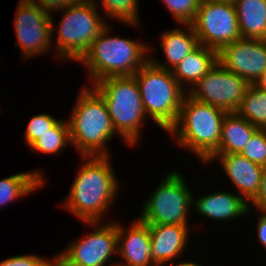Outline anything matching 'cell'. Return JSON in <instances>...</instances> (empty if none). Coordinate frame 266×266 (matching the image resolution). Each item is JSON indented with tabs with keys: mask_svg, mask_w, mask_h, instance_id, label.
<instances>
[{
	"mask_svg": "<svg viewBox=\"0 0 266 266\" xmlns=\"http://www.w3.org/2000/svg\"><path fill=\"white\" fill-rule=\"evenodd\" d=\"M70 140L68 122L59 120L50 130L41 135L29 147L41 153L56 154L67 146Z\"/></svg>",
	"mask_w": 266,
	"mask_h": 266,
	"instance_id": "cb8c5ba5",
	"label": "cell"
},
{
	"mask_svg": "<svg viewBox=\"0 0 266 266\" xmlns=\"http://www.w3.org/2000/svg\"><path fill=\"white\" fill-rule=\"evenodd\" d=\"M175 266H201V265H198L194 262H181L179 264H176Z\"/></svg>",
	"mask_w": 266,
	"mask_h": 266,
	"instance_id": "e575fe53",
	"label": "cell"
},
{
	"mask_svg": "<svg viewBox=\"0 0 266 266\" xmlns=\"http://www.w3.org/2000/svg\"><path fill=\"white\" fill-rule=\"evenodd\" d=\"M227 113L185 95L177 122L168 132L178 137L179 145L206 162L219 149L222 122Z\"/></svg>",
	"mask_w": 266,
	"mask_h": 266,
	"instance_id": "7a4b0ae2",
	"label": "cell"
},
{
	"mask_svg": "<svg viewBox=\"0 0 266 266\" xmlns=\"http://www.w3.org/2000/svg\"><path fill=\"white\" fill-rule=\"evenodd\" d=\"M110 266H124V265H122V264H113V265H110Z\"/></svg>",
	"mask_w": 266,
	"mask_h": 266,
	"instance_id": "d590c367",
	"label": "cell"
},
{
	"mask_svg": "<svg viewBox=\"0 0 266 266\" xmlns=\"http://www.w3.org/2000/svg\"><path fill=\"white\" fill-rule=\"evenodd\" d=\"M93 0H82L76 5L64 8L58 34L56 51L59 58L79 61L92 42L107 27L100 19ZM66 10V11H65Z\"/></svg>",
	"mask_w": 266,
	"mask_h": 266,
	"instance_id": "52a82bcc",
	"label": "cell"
},
{
	"mask_svg": "<svg viewBox=\"0 0 266 266\" xmlns=\"http://www.w3.org/2000/svg\"><path fill=\"white\" fill-rule=\"evenodd\" d=\"M146 115L168 132L177 122L184 89L172 71L154 65L150 60L134 75Z\"/></svg>",
	"mask_w": 266,
	"mask_h": 266,
	"instance_id": "8992f818",
	"label": "cell"
},
{
	"mask_svg": "<svg viewBox=\"0 0 266 266\" xmlns=\"http://www.w3.org/2000/svg\"><path fill=\"white\" fill-rule=\"evenodd\" d=\"M84 87L68 120L71 143L81 156H109L104 145L117 133L103 98Z\"/></svg>",
	"mask_w": 266,
	"mask_h": 266,
	"instance_id": "277c9868",
	"label": "cell"
},
{
	"mask_svg": "<svg viewBox=\"0 0 266 266\" xmlns=\"http://www.w3.org/2000/svg\"><path fill=\"white\" fill-rule=\"evenodd\" d=\"M101 6L107 17L138 26V0H101Z\"/></svg>",
	"mask_w": 266,
	"mask_h": 266,
	"instance_id": "d4e9b609",
	"label": "cell"
},
{
	"mask_svg": "<svg viewBox=\"0 0 266 266\" xmlns=\"http://www.w3.org/2000/svg\"><path fill=\"white\" fill-rule=\"evenodd\" d=\"M258 129L236 112L227 113L222 122L219 149L214 154H239Z\"/></svg>",
	"mask_w": 266,
	"mask_h": 266,
	"instance_id": "ffe728a7",
	"label": "cell"
},
{
	"mask_svg": "<svg viewBox=\"0 0 266 266\" xmlns=\"http://www.w3.org/2000/svg\"><path fill=\"white\" fill-rule=\"evenodd\" d=\"M258 221V238L263 246L266 248V212H262Z\"/></svg>",
	"mask_w": 266,
	"mask_h": 266,
	"instance_id": "1f68e13d",
	"label": "cell"
},
{
	"mask_svg": "<svg viewBox=\"0 0 266 266\" xmlns=\"http://www.w3.org/2000/svg\"><path fill=\"white\" fill-rule=\"evenodd\" d=\"M236 113L259 129H266V90L249 84Z\"/></svg>",
	"mask_w": 266,
	"mask_h": 266,
	"instance_id": "603a6c76",
	"label": "cell"
},
{
	"mask_svg": "<svg viewBox=\"0 0 266 266\" xmlns=\"http://www.w3.org/2000/svg\"><path fill=\"white\" fill-rule=\"evenodd\" d=\"M58 121L59 120L51 117V115L47 113L32 117L25 131L27 145L30 146L41 137V135L50 130Z\"/></svg>",
	"mask_w": 266,
	"mask_h": 266,
	"instance_id": "83f0119b",
	"label": "cell"
},
{
	"mask_svg": "<svg viewBox=\"0 0 266 266\" xmlns=\"http://www.w3.org/2000/svg\"><path fill=\"white\" fill-rule=\"evenodd\" d=\"M251 202H253L252 204L256 206L257 210L266 212V167H264L262 173L259 192Z\"/></svg>",
	"mask_w": 266,
	"mask_h": 266,
	"instance_id": "4dcf8cb0",
	"label": "cell"
},
{
	"mask_svg": "<svg viewBox=\"0 0 266 266\" xmlns=\"http://www.w3.org/2000/svg\"><path fill=\"white\" fill-rule=\"evenodd\" d=\"M192 193L179 172L169 173L147 199L139 220L146 224L188 226L187 215L193 204Z\"/></svg>",
	"mask_w": 266,
	"mask_h": 266,
	"instance_id": "ba28073f",
	"label": "cell"
},
{
	"mask_svg": "<svg viewBox=\"0 0 266 266\" xmlns=\"http://www.w3.org/2000/svg\"><path fill=\"white\" fill-rule=\"evenodd\" d=\"M109 30L107 26L79 60L87 65L93 84L111 76H133L149 61L145 55L149 50L143 42L108 37Z\"/></svg>",
	"mask_w": 266,
	"mask_h": 266,
	"instance_id": "3957f363",
	"label": "cell"
},
{
	"mask_svg": "<svg viewBox=\"0 0 266 266\" xmlns=\"http://www.w3.org/2000/svg\"><path fill=\"white\" fill-rule=\"evenodd\" d=\"M218 62L249 84H255L266 70V40L239 38L218 52Z\"/></svg>",
	"mask_w": 266,
	"mask_h": 266,
	"instance_id": "4fadbf2b",
	"label": "cell"
},
{
	"mask_svg": "<svg viewBox=\"0 0 266 266\" xmlns=\"http://www.w3.org/2000/svg\"><path fill=\"white\" fill-rule=\"evenodd\" d=\"M241 195L232 193L214 192L206 196H202L192 203H195L199 214L207 216L213 220H230L249 211V203H247Z\"/></svg>",
	"mask_w": 266,
	"mask_h": 266,
	"instance_id": "e0dca14e",
	"label": "cell"
},
{
	"mask_svg": "<svg viewBox=\"0 0 266 266\" xmlns=\"http://www.w3.org/2000/svg\"><path fill=\"white\" fill-rule=\"evenodd\" d=\"M211 2H217V3H225V4H235L237 0H206Z\"/></svg>",
	"mask_w": 266,
	"mask_h": 266,
	"instance_id": "836d02e7",
	"label": "cell"
},
{
	"mask_svg": "<svg viewBox=\"0 0 266 266\" xmlns=\"http://www.w3.org/2000/svg\"><path fill=\"white\" fill-rule=\"evenodd\" d=\"M218 61V52L199 44L171 71L174 78L185 90L184 81L195 85ZM184 86V87H183Z\"/></svg>",
	"mask_w": 266,
	"mask_h": 266,
	"instance_id": "ac0fdd59",
	"label": "cell"
},
{
	"mask_svg": "<svg viewBox=\"0 0 266 266\" xmlns=\"http://www.w3.org/2000/svg\"><path fill=\"white\" fill-rule=\"evenodd\" d=\"M259 88L266 90V70L255 83Z\"/></svg>",
	"mask_w": 266,
	"mask_h": 266,
	"instance_id": "d6a6232c",
	"label": "cell"
},
{
	"mask_svg": "<svg viewBox=\"0 0 266 266\" xmlns=\"http://www.w3.org/2000/svg\"><path fill=\"white\" fill-rule=\"evenodd\" d=\"M41 174L39 171L18 173L0 180V207L40 188L44 184Z\"/></svg>",
	"mask_w": 266,
	"mask_h": 266,
	"instance_id": "7402d4cb",
	"label": "cell"
},
{
	"mask_svg": "<svg viewBox=\"0 0 266 266\" xmlns=\"http://www.w3.org/2000/svg\"><path fill=\"white\" fill-rule=\"evenodd\" d=\"M53 260H44L36 254L17 255L1 261L0 266H56V258Z\"/></svg>",
	"mask_w": 266,
	"mask_h": 266,
	"instance_id": "f1b7e54d",
	"label": "cell"
},
{
	"mask_svg": "<svg viewBox=\"0 0 266 266\" xmlns=\"http://www.w3.org/2000/svg\"><path fill=\"white\" fill-rule=\"evenodd\" d=\"M249 83L226 70L218 61L187 93L195 100L219 107L228 113L236 112Z\"/></svg>",
	"mask_w": 266,
	"mask_h": 266,
	"instance_id": "30bf717a",
	"label": "cell"
},
{
	"mask_svg": "<svg viewBox=\"0 0 266 266\" xmlns=\"http://www.w3.org/2000/svg\"><path fill=\"white\" fill-rule=\"evenodd\" d=\"M214 158H218L226 175L242 193L241 197L246 202L252 201L259 192L264 167L241 154H213L207 162Z\"/></svg>",
	"mask_w": 266,
	"mask_h": 266,
	"instance_id": "9a60e30c",
	"label": "cell"
},
{
	"mask_svg": "<svg viewBox=\"0 0 266 266\" xmlns=\"http://www.w3.org/2000/svg\"><path fill=\"white\" fill-rule=\"evenodd\" d=\"M163 2L177 22L183 26L194 22L201 0H163Z\"/></svg>",
	"mask_w": 266,
	"mask_h": 266,
	"instance_id": "484cf974",
	"label": "cell"
},
{
	"mask_svg": "<svg viewBox=\"0 0 266 266\" xmlns=\"http://www.w3.org/2000/svg\"><path fill=\"white\" fill-rule=\"evenodd\" d=\"M104 100L116 133L129 145L138 141L146 115L134 76H111L92 87Z\"/></svg>",
	"mask_w": 266,
	"mask_h": 266,
	"instance_id": "5b68a950",
	"label": "cell"
},
{
	"mask_svg": "<svg viewBox=\"0 0 266 266\" xmlns=\"http://www.w3.org/2000/svg\"><path fill=\"white\" fill-rule=\"evenodd\" d=\"M116 223L101 224L96 231L56 256V266H104L117 253Z\"/></svg>",
	"mask_w": 266,
	"mask_h": 266,
	"instance_id": "8fae6325",
	"label": "cell"
},
{
	"mask_svg": "<svg viewBox=\"0 0 266 266\" xmlns=\"http://www.w3.org/2000/svg\"><path fill=\"white\" fill-rule=\"evenodd\" d=\"M28 1L33 4H36L42 10L46 11L48 14H51L50 12L52 10L60 11L64 8L76 5L82 0H28Z\"/></svg>",
	"mask_w": 266,
	"mask_h": 266,
	"instance_id": "f546056e",
	"label": "cell"
},
{
	"mask_svg": "<svg viewBox=\"0 0 266 266\" xmlns=\"http://www.w3.org/2000/svg\"><path fill=\"white\" fill-rule=\"evenodd\" d=\"M116 228L117 254L125 259V263L119 264L124 266H154L149 225L137 219L127 231L117 223Z\"/></svg>",
	"mask_w": 266,
	"mask_h": 266,
	"instance_id": "5bb4252c",
	"label": "cell"
},
{
	"mask_svg": "<svg viewBox=\"0 0 266 266\" xmlns=\"http://www.w3.org/2000/svg\"><path fill=\"white\" fill-rule=\"evenodd\" d=\"M85 161L74 179L64 206L89 225H98L118 191L109 156H82Z\"/></svg>",
	"mask_w": 266,
	"mask_h": 266,
	"instance_id": "6da1fadb",
	"label": "cell"
},
{
	"mask_svg": "<svg viewBox=\"0 0 266 266\" xmlns=\"http://www.w3.org/2000/svg\"><path fill=\"white\" fill-rule=\"evenodd\" d=\"M234 6L241 38L266 40V0H237Z\"/></svg>",
	"mask_w": 266,
	"mask_h": 266,
	"instance_id": "44dd1931",
	"label": "cell"
},
{
	"mask_svg": "<svg viewBox=\"0 0 266 266\" xmlns=\"http://www.w3.org/2000/svg\"><path fill=\"white\" fill-rule=\"evenodd\" d=\"M192 26L199 44L217 52L241 38L233 4L201 0Z\"/></svg>",
	"mask_w": 266,
	"mask_h": 266,
	"instance_id": "9c48e42d",
	"label": "cell"
},
{
	"mask_svg": "<svg viewBox=\"0 0 266 266\" xmlns=\"http://www.w3.org/2000/svg\"><path fill=\"white\" fill-rule=\"evenodd\" d=\"M239 154L266 167V129H258Z\"/></svg>",
	"mask_w": 266,
	"mask_h": 266,
	"instance_id": "4316f807",
	"label": "cell"
},
{
	"mask_svg": "<svg viewBox=\"0 0 266 266\" xmlns=\"http://www.w3.org/2000/svg\"><path fill=\"white\" fill-rule=\"evenodd\" d=\"M154 266H162L183 252L188 240V226L148 224Z\"/></svg>",
	"mask_w": 266,
	"mask_h": 266,
	"instance_id": "2e32d148",
	"label": "cell"
},
{
	"mask_svg": "<svg viewBox=\"0 0 266 266\" xmlns=\"http://www.w3.org/2000/svg\"><path fill=\"white\" fill-rule=\"evenodd\" d=\"M184 26H187V33H185V30H180L179 27L162 33V42L160 46L163 48V54L167 60L166 63L169 64L166 66L165 64L159 63L157 60L154 61L152 58H149L154 65L171 71L181 62L182 59H184L199 45L198 38L192 24H184Z\"/></svg>",
	"mask_w": 266,
	"mask_h": 266,
	"instance_id": "d6986e66",
	"label": "cell"
},
{
	"mask_svg": "<svg viewBox=\"0 0 266 266\" xmlns=\"http://www.w3.org/2000/svg\"><path fill=\"white\" fill-rule=\"evenodd\" d=\"M18 4L14 18L18 44L14 47L19 45L25 58L47 52L55 29L52 16L28 0H21Z\"/></svg>",
	"mask_w": 266,
	"mask_h": 266,
	"instance_id": "7c38bea8",
	"label": "cell"
}]
</instances>
